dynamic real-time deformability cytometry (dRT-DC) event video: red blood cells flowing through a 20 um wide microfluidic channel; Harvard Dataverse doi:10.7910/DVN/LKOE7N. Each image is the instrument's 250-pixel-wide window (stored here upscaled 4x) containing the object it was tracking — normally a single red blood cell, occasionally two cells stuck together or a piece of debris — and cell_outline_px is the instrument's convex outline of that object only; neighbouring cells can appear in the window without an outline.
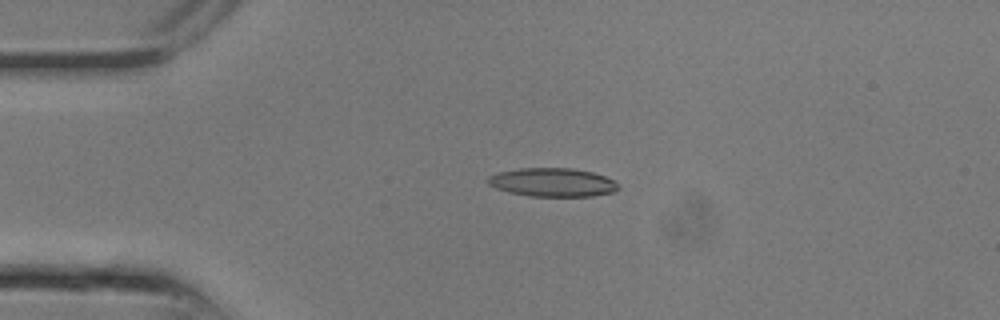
{"species": "common noctule bat (a hibernating species)", "species_latin": "Nyctalus noctula", "temperature_condition": "room temperature", "stored_images_in_passage": 12, "camera_frame_rate_fps": 3000, "um_per_image_px": 0.085, "animal": {"sex": "male", "body_mass_g": 13.3}, "frame": {"image": 1, "passage_image": 6, "time_ms": 1.667, "image_size_px": [1000, 320], "cell_outline_px": [[620, 188], [616, 192], [592, 196], [528, 196], [508, 192], [496, 188], [488, 184], [488, 176], [496, 172], [520, 168], [572, 168], [592, 172], [604, 176], [612, 180]], "centroid_in_image_um": [46.94, 15.5], "position_along_channel_um": 38.1, "area_um2": 21.79}}
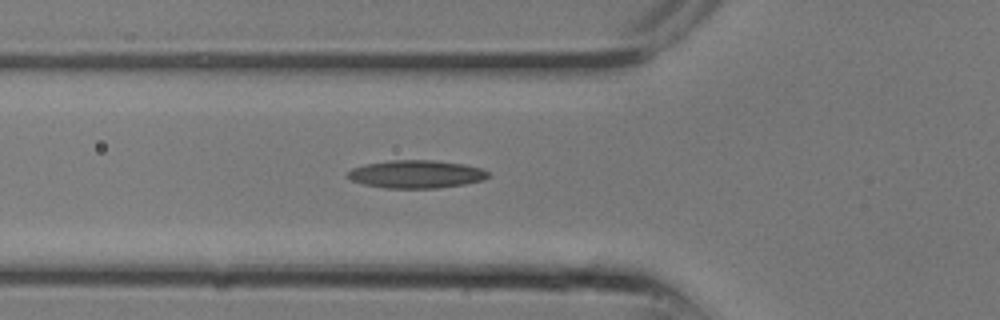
{"frame": {"image": 2, "passage_image": 9, "time_ms": 2.667, "image_size_px": [1000, 320], "cell_outline_px": [[488, 176], [484, 180], [464, 184], [436, 188], [384, 188], [364, 184], [352, 180], [344, 176], [352, 168], [364, 164], [388, 160], [432, 160], [464, 164], [480, 168], [488, 172]], "centroid_in_image_um": [35.33, 14.8], "position_along_channel_um": 90.5, "area_um2": 22.89}}
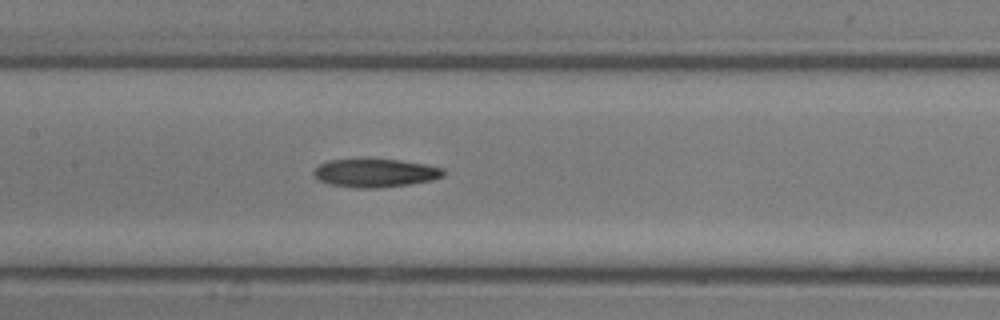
{"frame": {"image": 3, "passage_image": 12, "time_ms": 3.667, "image_size_px": [1000, 320], "cell_outline_px": [[444, 176], [432, 180], [408, 184], [376, 188], [352, 188], [328, 184], [316, 180], [312, 172], [320, 164], [328, 160], [364, 156], [400, 160], [424, 164], [444, 168]], "centroid_in_image_um": [31.82, 14.66], "position_along_channel_um": 175.6, "area_um2": 22.37}}